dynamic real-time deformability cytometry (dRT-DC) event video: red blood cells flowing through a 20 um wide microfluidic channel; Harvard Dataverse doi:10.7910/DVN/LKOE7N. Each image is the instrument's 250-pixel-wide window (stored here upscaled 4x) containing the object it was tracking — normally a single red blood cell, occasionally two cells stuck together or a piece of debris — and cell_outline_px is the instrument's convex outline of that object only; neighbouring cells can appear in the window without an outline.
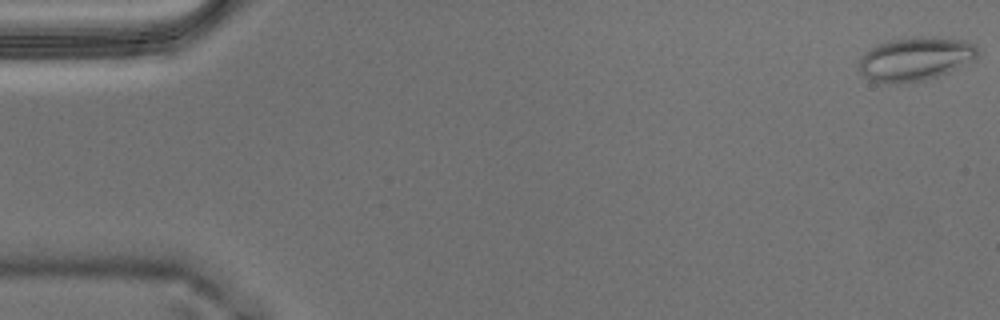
{"species": "Egyptian fruit bat (a non-hibernating species)", "species_latin": "Rousettus aegyptiacus", "temperature_condition": "warm", "stored_images_in_passage": 56, "camera_frame_rate_fps": 3000, "um_per_image_px": 0.085, "animal": {"sex": "male"}, "frame": {"image": 1, "passage_image": 1, "time_ms": 0.0, "image_size_px": [1000, 320], "cell_outline_px": [[980, 52], [972, 60], [948, 72], [924, 80], [892, 84], [868, 80], [860, 72], [856, 64], [860, 56], [864, 52], [888, 40], [912, 36], [924, 36], [964, 40], [976, 44], [980, 48]], "centroid_in_image_um": [77.76, 4.99], "position_along_channel_um": 7.2, "area_um2": 30.46}}
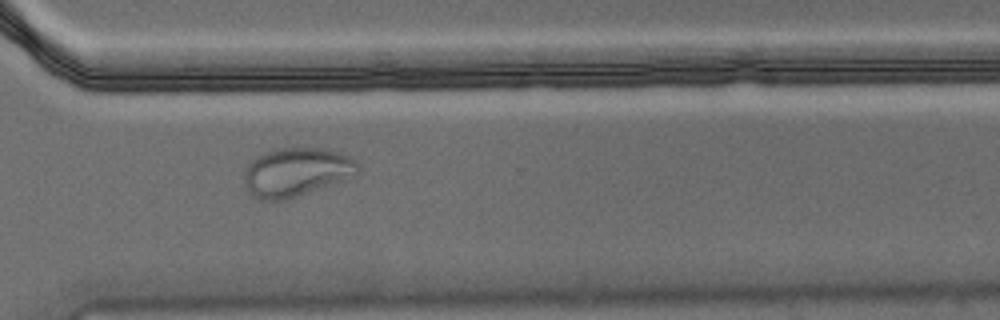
{"frame": {"image": 2, "passage_image": 41, "time_ms": 13.333, "image_size_px": [1000, 320], "cell_outline_px": [[360, 168], [356, 172], [340, 180], [288, 200], [260, 200], [252, 196], [248, 192], [244, 184], [244, 172], [248, 164], [256, 156], [264, 152], [276, 148], [324, 148], [348, 156], [356, 160]], "centroid_in_image_um": [25.1, 14.62], "position_along_channel_um": 345.5, "area_um2": 32.02}}
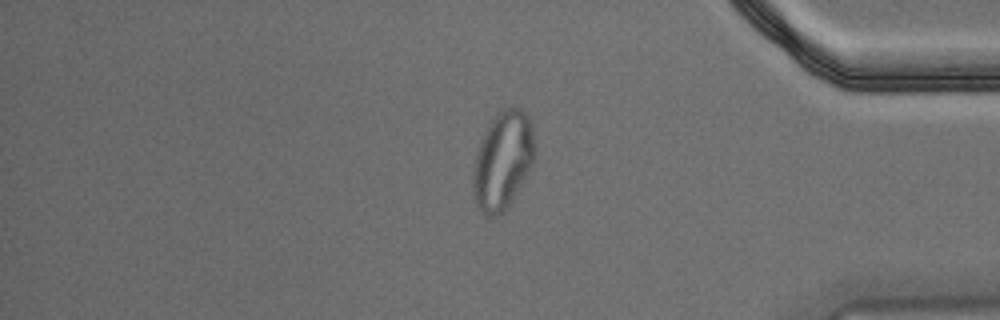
{"frame": {"image": 3, "passage_image": 47, "time_ms": 15.333, "image_size_px": [1000, 320], "cell_outline_px": [[536, 160], [532, 168], [508, 208], [500, 216], [488, 216], [476, 204], [472, 192], [472, 176], [476, 156], [480, 140], [488, 124], [496, 112], [504, 108], [520, 108], [528, 116], [532, 124], [536, 144]], "centroid_in_image_um": [42.77, 13.64], "position_along_channel_um": 392.4, "area_um2": 36.07}}